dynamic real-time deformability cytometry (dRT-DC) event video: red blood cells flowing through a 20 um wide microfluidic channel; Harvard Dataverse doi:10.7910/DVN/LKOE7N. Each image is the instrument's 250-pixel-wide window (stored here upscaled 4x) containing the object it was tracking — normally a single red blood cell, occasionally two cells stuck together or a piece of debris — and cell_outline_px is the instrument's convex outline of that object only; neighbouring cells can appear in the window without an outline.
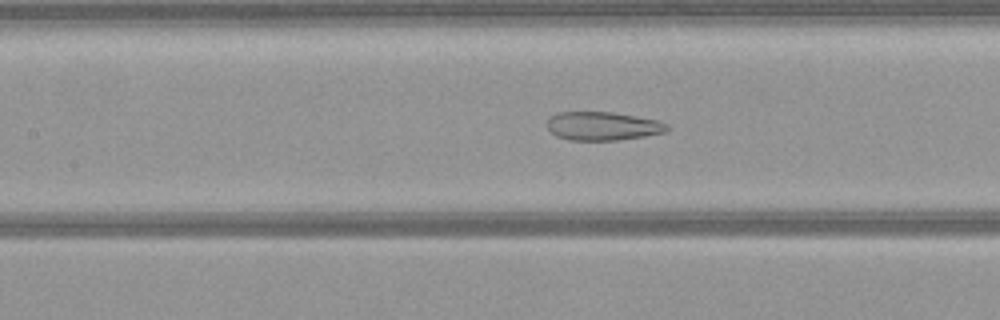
{"species": "common noctule bat (a hibernating species)", "species_latin": "Nyctalus noctula", "temperature_condition": "warm", "stored_images_in_passage": 38, "camera_frame_rate_fps": 3000, "um_per_image_px": 0.085, "animal": {"sex": "female", "body_mass_g": 21.9}, "frame": {"image": 1, "passage_image": 19, "time_ms": 6.0, "image_size_px": [1000, 320], "cell_outline_px": [[672, 128], [664, 132], [644, 136], [616, 140], [568, 140], [556, 136], [548, 128], [548, 120], [556, 112], [612, 112], [656, 120], [668, 124]], "centroid_in_image_um": [51.24, 10.72], "position_along_channel_um": 156.2, "area_um2": 19.83}}
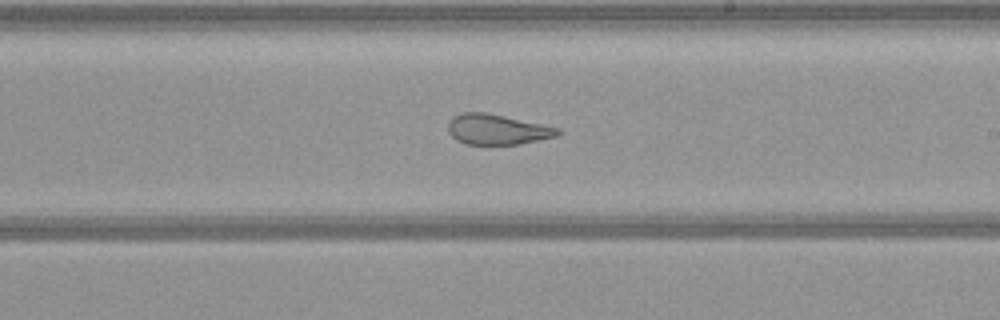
{"frame": {"image": 2, "passage_image": 26, "time_ms": 8.333, "image_size_px": [1000, 320], "cell_outline_px": [[564, 132], [556, 136], [520, 144], [464, 144], [456, 140], [448, 132], [448, 120], [452, 116], [464, 112], [484, 112], [544, 124], [560, 128]], "centroid_in_image_um": [42.26, 11.0], "position_along_channel_um": 246.7, "area_um2": 19.54}}
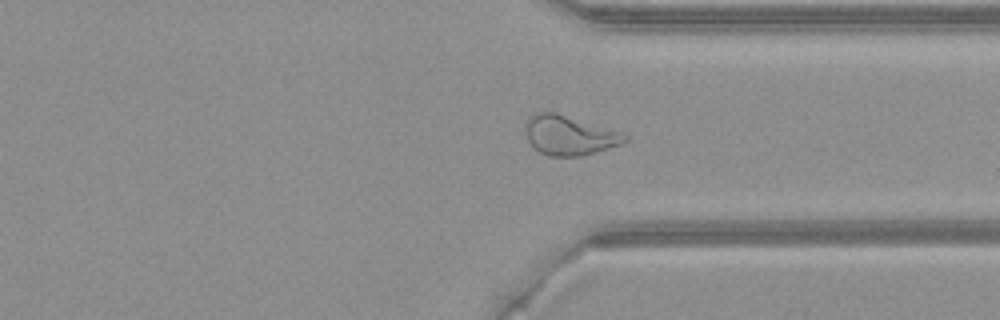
{"frame": {"image": 3, "passage_image": 35, "time_ms": 11.333, "image_size_px": [1000, 320], "cell_outline_px": [[628, 140], [620, 144], [596, 152], [580, 156], [548, 156], [532, 148], [528, 140], [528, 120], [536, 112], [556, 112], [620, 132], [628, 136]], "centroid_in_image_um": [48.4, 11.52], "position_along_channel_um": 363.0, "area_um2": 22.43}}